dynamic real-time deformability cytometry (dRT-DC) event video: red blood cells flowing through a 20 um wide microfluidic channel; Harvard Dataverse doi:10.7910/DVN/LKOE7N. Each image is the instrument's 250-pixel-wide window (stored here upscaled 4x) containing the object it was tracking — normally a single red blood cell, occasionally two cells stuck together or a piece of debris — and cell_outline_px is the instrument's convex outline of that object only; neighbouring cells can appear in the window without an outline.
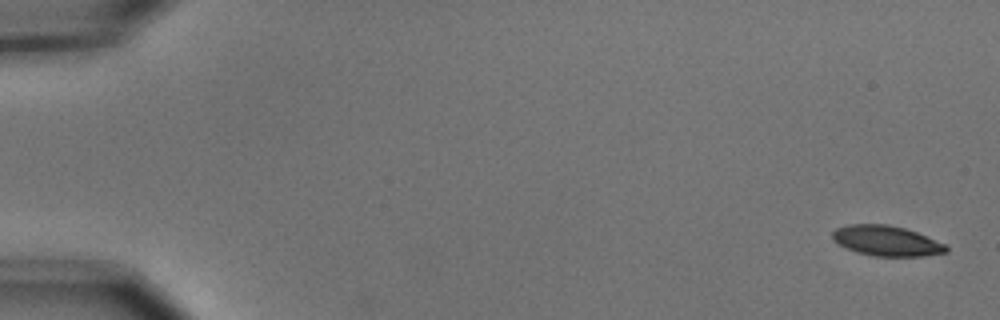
{"species": "common noctule bat (a hibernating species)", "species_latin": "Nyctalus noctula", "temperature_condition": "cold", "stored_images_in_passage": 7, "camera_frame_rate_fps": 3000, "um_per_image_px": 0.085, "animal": {"sex": "male", "body_mass_g": 15.6}, "frame": {"image": 1, "passage_image": 1, "time_ms": 0.0, "image_size_px": [1000, 320], "cell_outline_px": [[948, 252], [924, 256], [872, 256], [856, 252], [832, 240], [832, 232], [836, 228], [848, 224], [888, 224], [904, 228], [916, 232], [944, 244], [948, 248]], "centroid_in_image_um": [75.33, 20.47], "position_along_channel_um": 9.7, "area_um2": 19.94}}
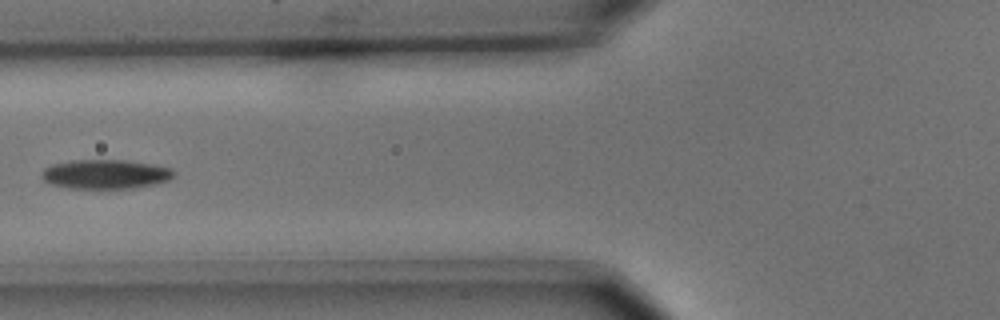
{"frame": {"image": 2, "passage_image": 6, "time_ms": 1.667, "image_size_px": [1000, 320], "cell_outline_px": [[176, 176], [168, 180], [136, 188], [68, 188], [52, 184], [44, 180], [40, 176], [40, 172], [44, 168], [52, 164], [72, 160], [124, 160], [152, 164], [172, 168], [176, 172]], "centroid_in_image_um": [8.96, 14.8], "position_along_channel_um": 116.8, "area_um2": 22.66}}
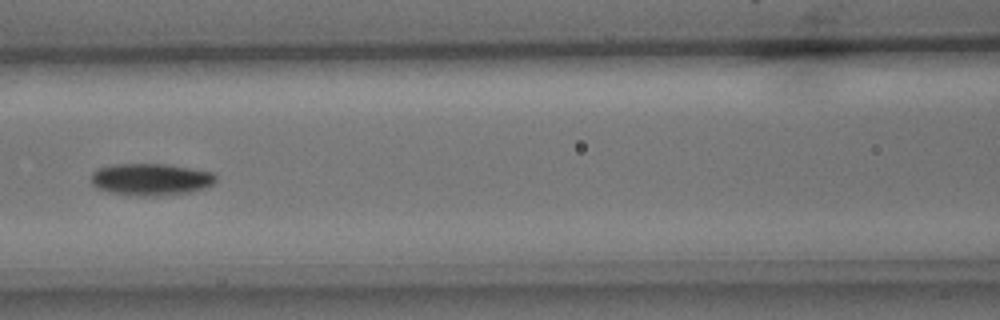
{"frame": {"image": 3, "passage_image": 7, "time_ms": 2.0, "image_size_px": [1000, 320], "cell_outline_px": [[216, 180], [212, 184], [204, 188], [188, 192], [156, 196], [140, 196], [108, 192], [96, 188], [92, 184], [92, 172], [100, 168], [116, 164], [164, 164], [212, 172], [216, 176]], "centroid_in_image_um": [12.8, 15.25], "position_along_channel_um": 153.8, "area_um2": 23.0}}